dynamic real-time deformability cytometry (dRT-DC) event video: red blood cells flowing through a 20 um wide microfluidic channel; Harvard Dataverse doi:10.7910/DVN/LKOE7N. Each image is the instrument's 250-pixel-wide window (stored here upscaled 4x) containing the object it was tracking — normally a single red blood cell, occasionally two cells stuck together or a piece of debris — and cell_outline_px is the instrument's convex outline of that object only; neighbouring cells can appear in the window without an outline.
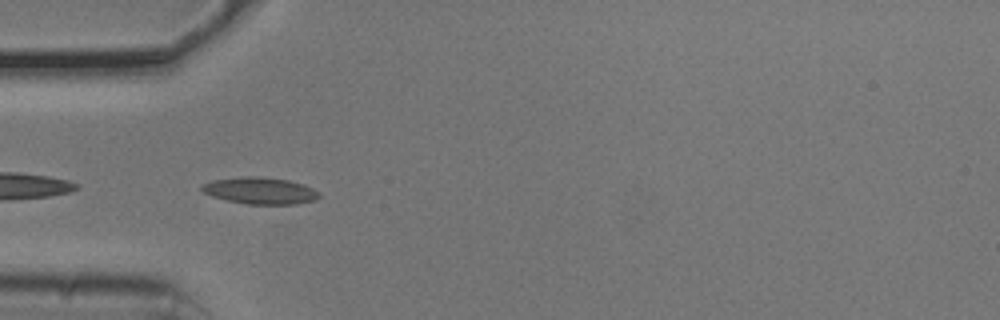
{"species": "common noctule bat (a hibernating species)", "species_latin": "Nyctalus noctula", "temperature_condition": "cold", "stored_images_in_passage": 39, "camera_frame_rate_fps": 3000, "um_per_image_px": 0.085, "animal": {"sex": "male", "body_mass_g": 20.5, "forearm_length_mm": 52.5}, "frame": {"image": 1, "passage_image": 2, "time_ms": 0.333, "image_size_px": [1000, 320], "cell_outline_px": [[320, 196], [316, 200], [296, 204], [248, 204], [228, 200], [212, 196], [204, 192], [200, 188], [204, 184], [212, 180], [244, 176], [256, 176], [288, 180], [304, 184], [320, 192]], "centroid_in_image_um": [22.15, 16.2], "position_along_channel_um": 62.9, "area_um2": 18.21}}
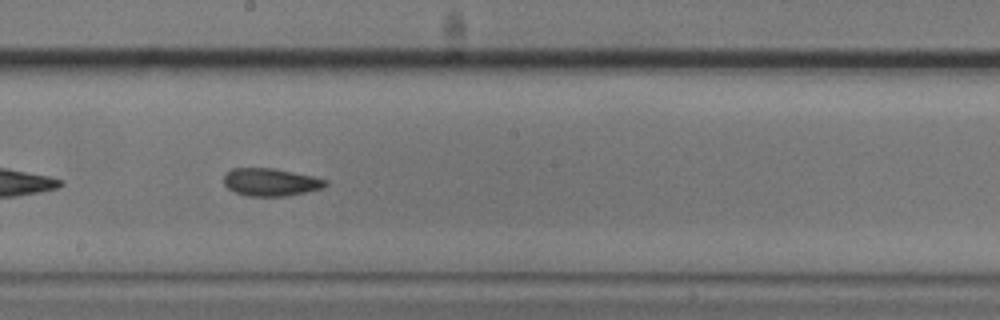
{"frame": {"image": 2, "passage_image": 15, "time_ms": 4.667, "image_size_px": [1000, 320], "cell_outline_px": [[328, 184], [324, 188], [284, 196], [248, 196], [236, 192], [228, 188], [224, 184], [224, 176], [232, 168], [276, 168], [312, 176], [328, 180]], "centroid_in_image_um": [23.03, 15.47], "position_along_channel_um": 225.2, "area_um2": 16.36}}
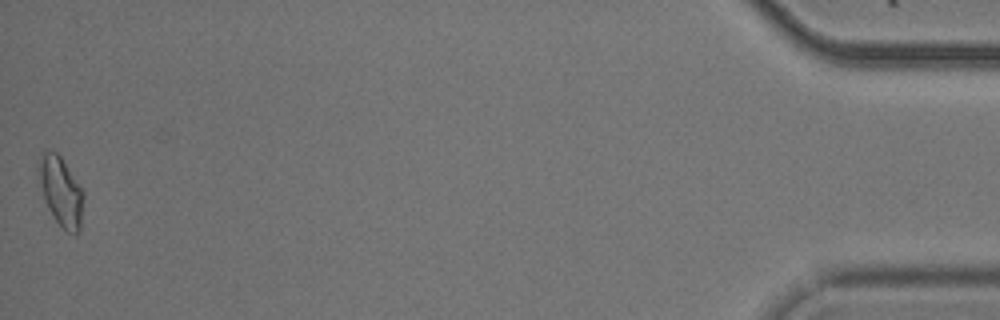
{"frame": {"image": 3, "passage_image": 39, "time_ms": 12.667, "image_size_px": [1000, 320], "cell_outline_px": [[84, 196], [80, 228], [76, 236], [68, 232], [56, 220], [48, 208], [44, 200], [36, 168], [40, 152], [44, 148], [56, 152], [60, 156], [84, 192]], "centroid_in_image_um": [5.14, 16.21], "position_along_channel_um": 430.1, "area_um2": 18.26}, "authors_computed_cell_mechanics": {"area_um2": 16.184, "velocity_mm_per_s": 3.7539, "shape_relaxation_time_tau1_ms": 9.265, "shape_relaxation_time_tau2_ms": 3.4969, "deformation_change_tau1": 0.154, "deformation_change_tau2": 0.1033}}